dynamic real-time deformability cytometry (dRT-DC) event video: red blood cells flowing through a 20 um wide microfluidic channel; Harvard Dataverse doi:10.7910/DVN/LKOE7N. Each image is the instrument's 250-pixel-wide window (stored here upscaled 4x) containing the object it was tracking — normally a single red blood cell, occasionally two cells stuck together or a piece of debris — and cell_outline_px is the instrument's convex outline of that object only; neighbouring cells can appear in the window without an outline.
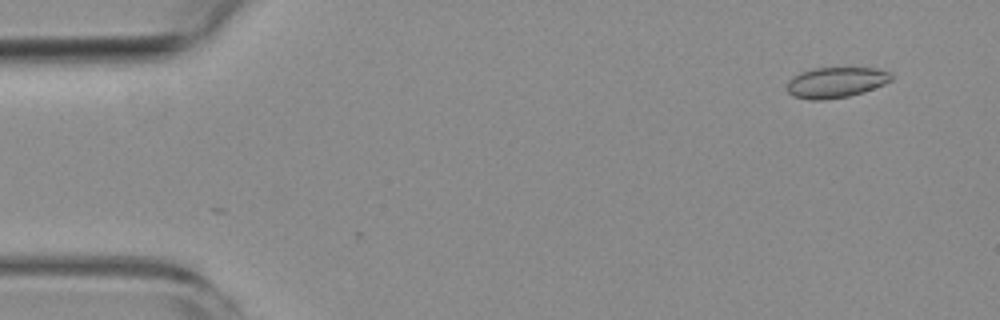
{"species": "common noctule bat (a hibernating species)", "species_latin": "Nyctalus noctula", "temperature_condition": "room temperature", "stored_images_in_passage": 6, "camera_frame_rate_fps": 3000, "um_per_image_px": 0.085, "animal": {"sex": "female", "body_mass_g": 19.3, "forearm_length_mm": 54.1}, "frame": {"image": 1, "passage_image": 2, "time_ms": 1.0, "image_size_px": [1000, 320], "cell_outline_px": [[892, 80], [884, 84], [864, 92], [848, 96], [824, 100], [808, 100], [792, 96], [788, 92], [788, 80], [792, 76], [800, 72], [812, 68], [876, 68], [888, 72], [892, 76]], "centroid_in_image_um": [71.02, 7.01], "position_along_channel_um": 14.0, "area_um2": 18.67}}
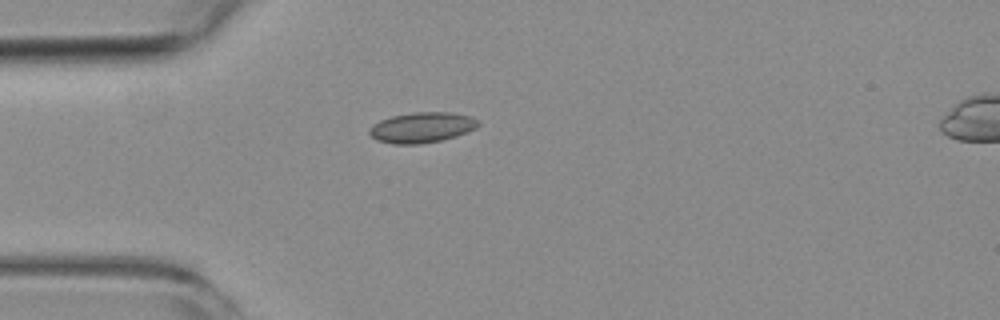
{"frame": {"image": 2, "passage_image": 5, "time_ms": 4.667, "image_size_px": [1000, 320], "cell_outline_px": [[480, 124], [476, 128], [468, 132], [456, 136], [440, 140], [420, 144], [392, 144], [376, 140], [368, 132], [368, 128], [372, 124], [380, 120], [392, 116], [412, 112], [452, 112], [472, 116], [480, 120]], "centroid_in_image_um": [35.87, 10.82], "position_along_channel_um": 49.1, "area_um2": 19.59}}